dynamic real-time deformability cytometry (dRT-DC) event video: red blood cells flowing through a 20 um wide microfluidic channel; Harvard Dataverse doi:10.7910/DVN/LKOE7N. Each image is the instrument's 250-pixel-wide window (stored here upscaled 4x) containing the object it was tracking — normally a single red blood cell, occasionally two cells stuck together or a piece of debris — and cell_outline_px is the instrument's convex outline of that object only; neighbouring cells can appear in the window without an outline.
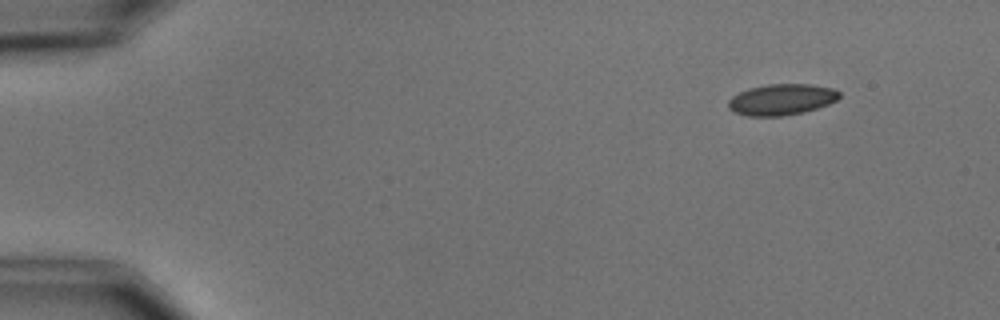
{"species": "common noctule bat (a hibernating species)", "species_latin": "Nyctalus noctula", "temperature_condition": "cold", "stored_images_in_passage": 3, "camera_frame_rate_fps": 3000, "um_per_image_px": 0.085, "animal": {"sex": "male", "body_mass_g": 15.6}, "frame": {"image": 1, "passage_image": 1, "time_ms": 0.0, "image_size_px": [1000, 320], "cell_outline_px": [[840, 96], [836, 100], [828, 104], [804, 112], [780, 116], [748, 116], [736, 112], [728, 108], [728, 100], [732, 96], [748, 88], [768, 84], [808, 84], [832, 88], [840, 92]], "centroid_in_image_um": [66.42, 8.45], "position_along_channel_um": 18.6, "area_um2": 20.0}}